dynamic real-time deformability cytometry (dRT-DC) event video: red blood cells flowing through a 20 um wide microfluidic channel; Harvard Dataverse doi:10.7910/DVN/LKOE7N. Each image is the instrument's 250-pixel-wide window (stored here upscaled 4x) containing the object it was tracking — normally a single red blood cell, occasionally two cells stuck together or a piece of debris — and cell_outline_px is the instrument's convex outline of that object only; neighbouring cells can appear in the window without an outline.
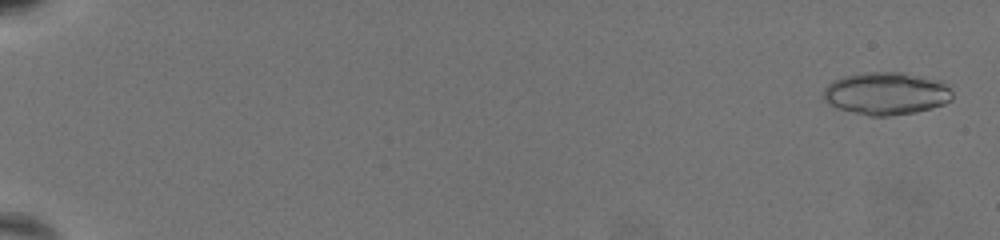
{"species": "common noctule bat (a hibernating species)", "species_latin": "Nyctalus noctula", "temperature_condition": "warm", "stored_images_in_passage": 56, "camera_frame_rate_fps": 3000, "um_per_image_px": 0.085, "animal": {"sex": "female", "body_mass_g": 19.5, "forearm_length_mm": 54.1}, "frame": {"image": 1, "passage_image": 3, "time_ms": 0.667, "image_size_px": [1000, 240], "cell_outline_px": [[952, 100], [944, 104], [932, 108], [916, 112], [888, 116], [868, 116], [836, 108], [828, 104], [820, 96], [824, 88], [832, 80], [844, 76], [864, 72], [904, 72], [924, 76], [940, 80], [952, 92]], "centroid_in_image_um": [75.29, 7.94], "position_along_channel_um": 9.7, "area_um2": 32.48}}
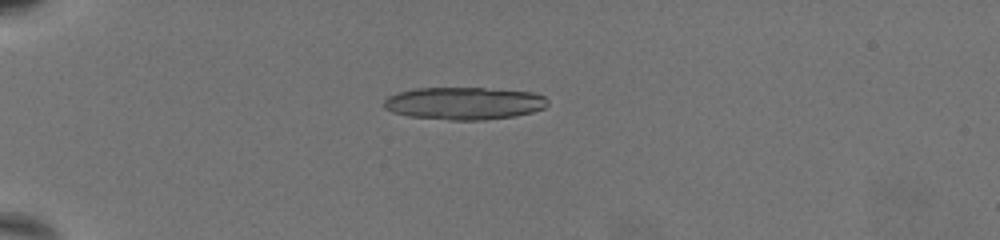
{"frame": {"image": 2, "passage_image": 17, "time_ms": 5.333, "image_size_px": [1000, 240], "cell_outline_px": [[548, 104], [544, 108], [532, 112], [516, 116], [484, 120], [448, 120], [408, 116], [392, 112], [384, 108], [384, 100], [388, 96], [396, 92], [416, 88], [484, 88], [532, 92], [544, 96], [548, 100]], "centroid_in_image_um": [39.43, 8.78], "position_along_channel_um": 45.6, "area_um2": 31.21}, "authors_computed_cell_mechanics": {"area_um2": 29.767, "velocity_mm_per_s": 3.2435, "shape_relaxation_time_tau1_ms": 6.8358, "shape_relaxation_time_tau2_ms": 2.518, "deformation_change_tau1": 0.2127, "deformation_change_tau2": 0.0959}}